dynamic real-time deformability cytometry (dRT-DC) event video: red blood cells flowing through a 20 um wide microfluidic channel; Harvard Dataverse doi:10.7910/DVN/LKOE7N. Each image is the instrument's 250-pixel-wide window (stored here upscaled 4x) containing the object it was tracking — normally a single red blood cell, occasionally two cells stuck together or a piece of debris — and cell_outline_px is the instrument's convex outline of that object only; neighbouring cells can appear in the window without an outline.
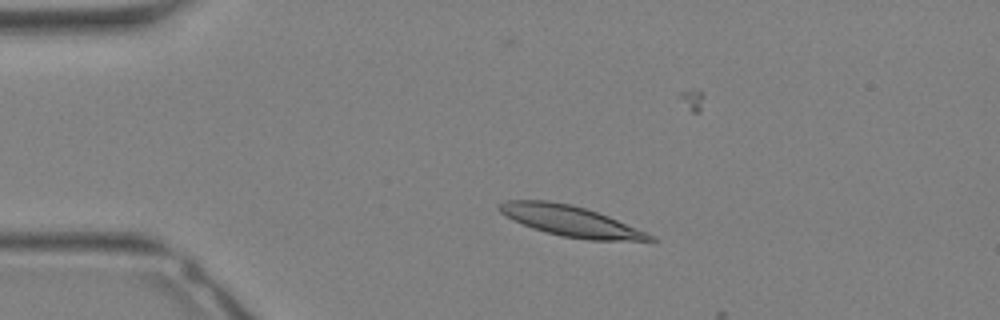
{"species": "Egyptian fruit bat (a non-hibernating species)", "species_latin": "Rousettus aegyptiacus", "temperature_condition": "warm", "stored_images_in_passage": 8, "camera_frame_rate_fps": 3000, "um_per_image_px": 0.085, "animal": {"sex": "female"}, "frame": {"image": 1, "passage_image": 5, "time_ms": 1.333, "image_size_px": [1000, 320], "cell_outline_px": [[656, 240], [588, 240], [560, 236], [532, 228], [512, 220], [500, 212], [496, 208], [500, 204], [508, 200], [548, 200], [572, 204], [608, 216], [644, 232], [652, 236]], "centroid_in_image_um": [48.39, 18.77], "position_along_channel_um": 36.6, "area_um2": 26.41}}